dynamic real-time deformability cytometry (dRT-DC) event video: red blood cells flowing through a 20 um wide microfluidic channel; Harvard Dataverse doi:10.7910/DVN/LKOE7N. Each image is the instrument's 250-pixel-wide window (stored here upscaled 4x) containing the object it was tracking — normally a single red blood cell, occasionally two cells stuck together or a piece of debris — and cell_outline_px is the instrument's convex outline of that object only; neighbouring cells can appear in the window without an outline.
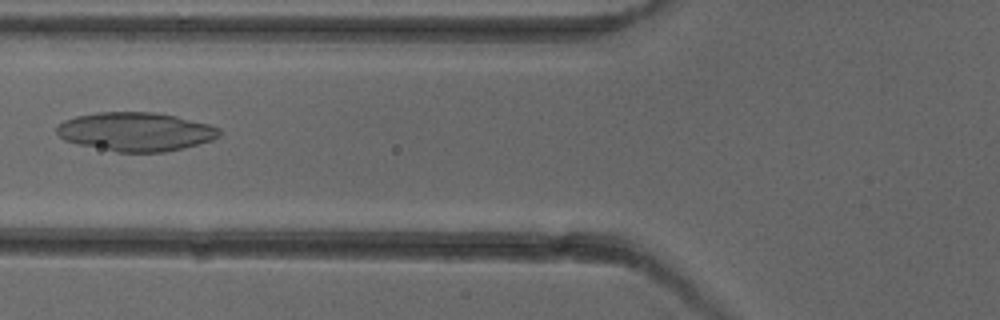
{"species": "common noctule bat (a hibernating species)", "species_latin": "Nyctalus noctula", "temperature_condition": "cold", "stored_images_in_passage": 6, "camera_frame_rate_fps": 3000, "um_per_image_px": 0.085, "animal": {"sex": "female"}, "frame": {"image": 1, "passage_image": 6, "time_ms": 6.667, "image_size_px": [1000, 320], "cell_outline_px": [[220, 136], [212, 140], [184, 148], [164, 152], [116, 152], [80, 144], [64, 140], [56, 132], [56, 128], [64, 120], [76, 116], [96, 112], [156, 112], [176, 116], [208, 124], [220, 128]], "centroid_in_image_um": [11.55, 11.19], "position_along_channel_um": 114.3, "area_um2": 36.7}}